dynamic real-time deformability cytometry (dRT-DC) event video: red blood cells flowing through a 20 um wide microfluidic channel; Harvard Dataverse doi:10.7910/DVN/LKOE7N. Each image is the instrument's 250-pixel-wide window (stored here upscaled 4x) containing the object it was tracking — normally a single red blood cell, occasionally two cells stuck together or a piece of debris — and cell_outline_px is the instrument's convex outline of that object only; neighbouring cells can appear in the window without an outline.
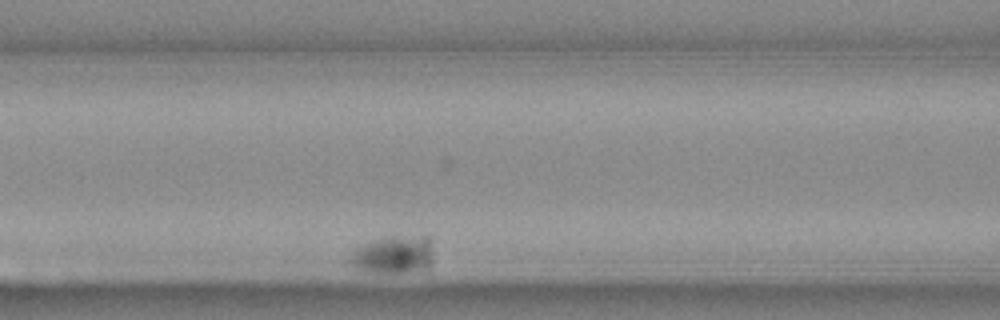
{"species": "Egyptian fruit bat (a non-hibernating species)", "species_latin": "Rousettus aegyptiacus", "temperature_condition": "warm", "stored_images_in_passage": 32, "segment_of_instrument_passage": [2, 2], "camera_frame_rate_fps": 3000, "um_per_image_px": 0.085, "animal": {"sex": "female"}, "frame": {"image": 1, "passage_image": 28, "time_ms": 9.0, "image_size_px": [1000, 320], "cell_outline_px": [[432, 260], [428, 264], [400, 272], [384, 272], [364, 268], [352, 264], [344, 260], [360, 244], [388, 236], [428, 236], [432, 240]], "centroid_in_image_um": [33.41, 21.56], "position_along_channel_um": 133.2, "area_um2": 17.69}}